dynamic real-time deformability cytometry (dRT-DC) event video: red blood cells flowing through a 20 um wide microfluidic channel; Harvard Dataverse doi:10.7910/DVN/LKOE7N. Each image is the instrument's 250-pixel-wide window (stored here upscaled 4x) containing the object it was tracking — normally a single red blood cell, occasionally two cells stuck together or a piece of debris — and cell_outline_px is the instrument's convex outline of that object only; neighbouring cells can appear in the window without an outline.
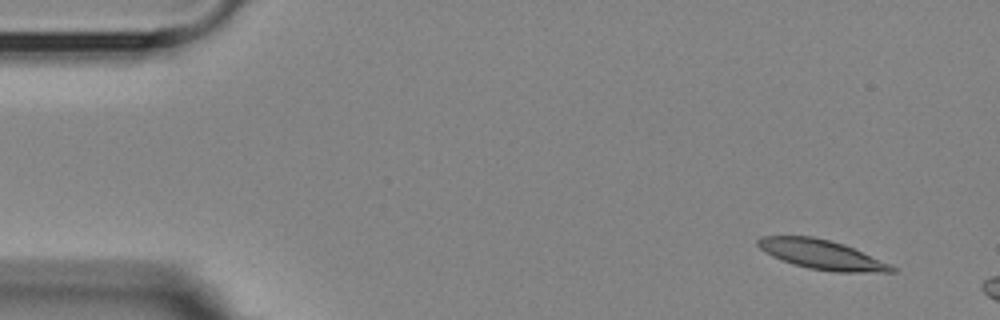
{"species": "Egyptian fruit bat (a non-hibernating species)", "species_latin": "Rousettus aegyptiacus", "temperature_condition": "room temperature", "stored_images_in_passage": 4, "camera_frame_rate_fps": 3000, "um_per_image_px": 0.085, "animal": {"sex": "female"}, "frame": {"image": 1, "passage_image": 2, "time_ms": 1.0, "image_size_px": [1000, 320], "cell_outline_px": [[896, 272], [836, 272], [808, 268], [792, 264], [760, 248], [756, 244], [756, 240], [760, 236], [812, 236], [844, 244], [888, 264], [896, 268]], "centroid_in_image_um": [69.83, 21.63], "position_along_channel_um": 15.2, "area_um2": 22.43}}